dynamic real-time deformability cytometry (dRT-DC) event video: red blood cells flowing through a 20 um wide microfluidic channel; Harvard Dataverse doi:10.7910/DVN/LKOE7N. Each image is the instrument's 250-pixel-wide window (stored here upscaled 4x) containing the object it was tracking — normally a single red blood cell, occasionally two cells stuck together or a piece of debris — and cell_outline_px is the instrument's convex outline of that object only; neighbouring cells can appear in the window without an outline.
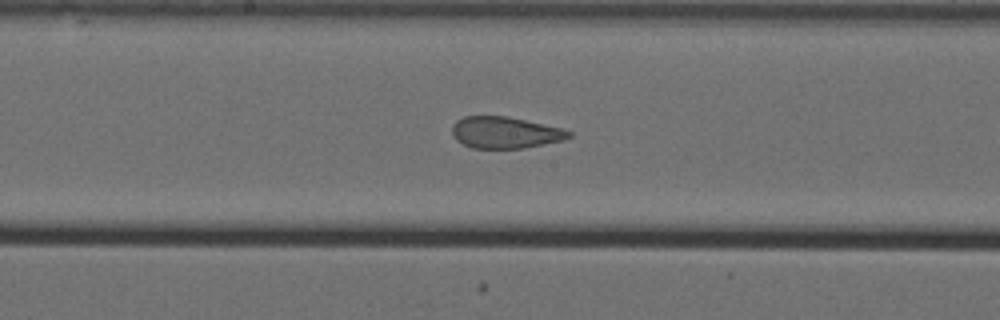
{"species": "Egyptian fruit bat (a non-hibernating species)", "species_latin": "Rousettus aegyptiacus", "temperature_condition": "cold", "stored_images_in_passage": 24, "camera_frame_rate_fps": 3000, "um_per_image_px": 0.085, "animal": {"sex": "female"}, "frame": {"image": 1, "passage_image": 15, "time_ms": 4.667, "image_size_px": [1000, 320], "cell_outline_px": [[572, 136], [564, 140], [524, 148], [472, 148], [456, 140], [452, 136], [452, 124], [456, 120], [464, 116], [508, 116], [560, 128], [572, 132]], "centroid_in_image_um": [42.9, 11.26], "position_along_channel_um": 205.3, "area_um2": 21.5}}
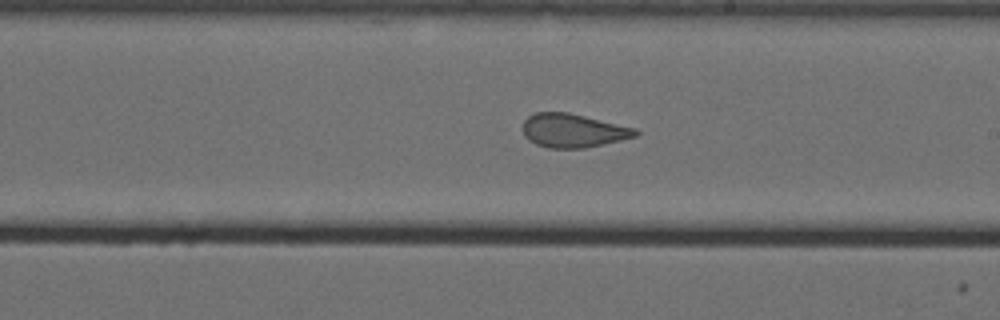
{"frame": {"image": 2, "passage_image": 18, "time_ms": 5.667, "image_size_px": [1000, 320], "cell_outline_px": [[640, 132], [636, 136], [620, 140], [584, 148], [548, 148], [536, 144], [528, 140], [524, 136], [524, 120], [528, 116], [536, 112], [568, 112], [636, 128]], "centroid_in_image_um": [48.7, 11.1], "position_along_channel_um": 240.3, "area_um2": 22.02}}